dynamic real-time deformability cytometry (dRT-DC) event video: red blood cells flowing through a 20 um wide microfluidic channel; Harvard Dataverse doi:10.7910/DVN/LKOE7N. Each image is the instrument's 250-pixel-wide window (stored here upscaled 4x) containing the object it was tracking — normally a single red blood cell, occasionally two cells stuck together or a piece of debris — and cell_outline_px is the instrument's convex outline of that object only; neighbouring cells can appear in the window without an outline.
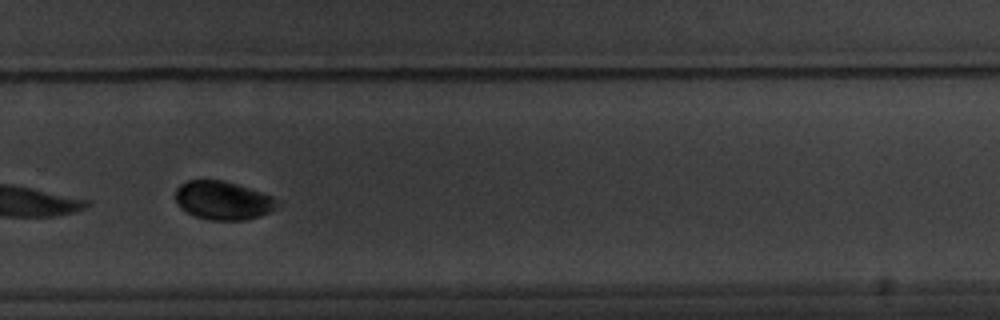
{"species": "common noctule bat (a hibernating species)", "species_latin": "Nyctalus noctula", "temperature_condition": "warm", "stored_images_in_passage": 17, "camera_frame_rate_fps": 3000, "um_per_image_px": 0.085, "animal": {"sex": "male", "body_mass_g": 20.1, "forearm_length_mm": 53.5}, "frame": {"image": 1, "passage_image": 12, "time_ms": 13.0, "image_size_px": [1000, 320], "cell_outline_px": [[280, 204], [276, 208], [260, 216], [244, 220], [212, 220], [196, 216], [180, 208], [176, 204], [176, 188], [180, 184], [188, 180], [220, 180], [236, 184], [272, 196]], "centroid_in_image_um": [18.93, 17.04], "position_along_channel_um": 310.9, "area_um2": 22.66}}
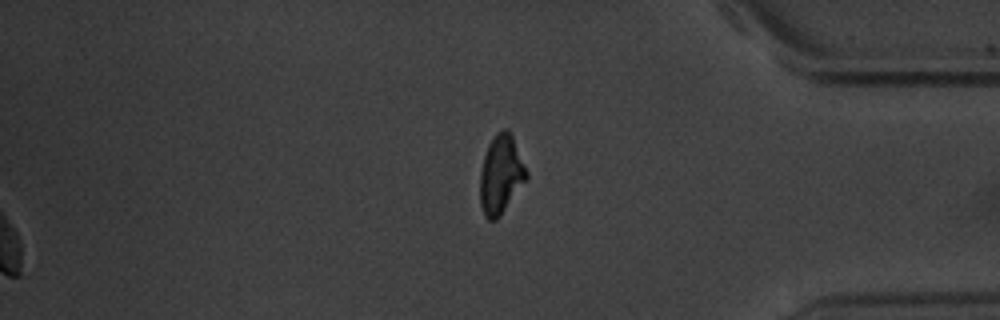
{"frame": {"image": 2, "passage_image": 17, "time_ms": 19.667, "image_size_px": [1000, 320], "cell_outline_px": [[528, 176], [500, 216], [496, 220], [488, 220], [484, 216], [480, 204], [480, 172], [484, 156], [488, 144], [496, 132], [504, 128], [508, 128], [512, 136], [528, 172]], "centroid_in_image_um": [42.55, 14.83], "position_along_channel_um": 392.6, "area_um2": 21.15}, "authors_computed_cell_mechanics": {"area_um2": 23.8714, "velocity_mm_per_s": 3.3599, "shape_relaxation_time_tau1_ms": 1.893, "shape_relaxation_time_tau2_ms": null, "deformation_change_tau1": 0.079, "deformation_change_tau2": null}}